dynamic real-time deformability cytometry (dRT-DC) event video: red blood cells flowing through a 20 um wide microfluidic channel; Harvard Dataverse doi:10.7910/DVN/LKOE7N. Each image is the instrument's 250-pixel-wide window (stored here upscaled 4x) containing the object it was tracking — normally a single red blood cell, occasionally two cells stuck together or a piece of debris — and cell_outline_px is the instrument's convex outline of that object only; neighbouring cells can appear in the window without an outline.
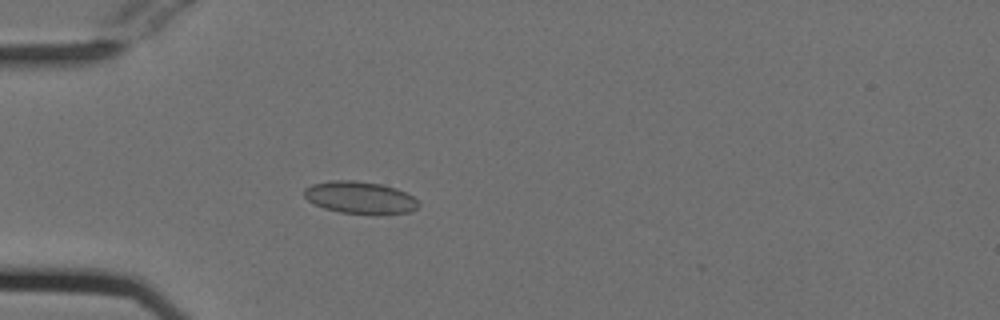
{"species": "Egyptian fruit bat (a non-hibernating species)", "species_latin": "Rousettus aegyptiacus", "temperature_condition": "cold", "stored_images_in_passage": 54, "camera_frame_rate_fps": 3000, "um_per_image_px": 0.085, "animal": {"sex": "female"}, "frame": {"image": 1, "passage_image": 16, "time_ms": 5.0, "image_size_px": [1000, 320], "cell_outline_px": [[420, 204], [416, 208], [408, 212], [340, 212], [324, 208], [308, 200], [304, 196], [304, 188], [312, 184], [328, 180], [356, 180], [380, 184], [396, 188], [412, 196]], "centroid_in_image_um": [30.54, 16.74], "position_along_channel_um": 54.5, "area_um2": 20.81}}
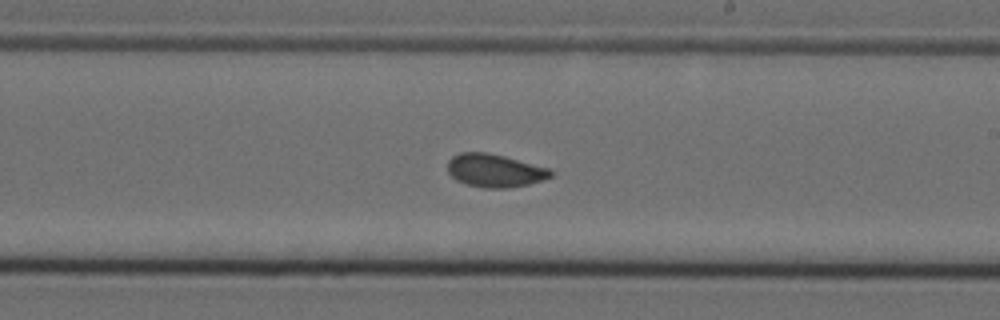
{"frame": {"image": 2, "passage_image": 32, "time_ms": 10.333, "image_size_px": [1000, 320], "cell_outline_px": [[556, 172], [552, 176], [544, 180], [528, 184], [508, 188], [484, 188], [464, 184], [456, 180], [448, 172], [448, 160], [452, 156], [460, 152], [488, 152], [504, 156], [548, 168]], "centroid_in_image_um": [42.05, 14.5], "position_along_channel_um": 246.9, "area_um2": 20.06}}
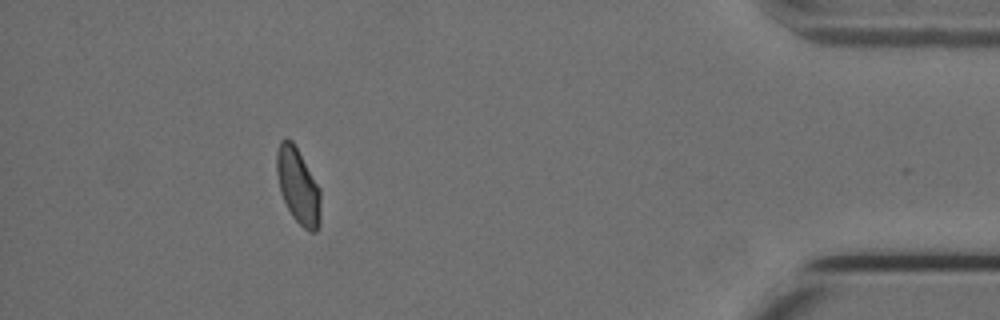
{"frame": {"image": 3, "passage_image": 49, "time_ms": 16.0, "image_size_px": [1000, 320], "cell_outline_px": [[320, 224], [316, 232], [308, 232], [292, 216], [280, 192], [276, 172], [276, 152], [280, 140], [284, 136], [292, 140], [320, 188]], "centroid_in_image_um": [25.32, 15.8], "position_along_channel_um": 409.9, "area_um2": 19.48}, "authors_computed_cell_mechanics": {"area_um2": 19.8543, "velocity_mm_per_s": 3.7846, "shape_relaxation_time_tau1_ms": null, "shape_relaxation_time_tau2_ms": 1.5805, "deformation_change_tau1": null, "deformation_change_tau2": 0.0433}}